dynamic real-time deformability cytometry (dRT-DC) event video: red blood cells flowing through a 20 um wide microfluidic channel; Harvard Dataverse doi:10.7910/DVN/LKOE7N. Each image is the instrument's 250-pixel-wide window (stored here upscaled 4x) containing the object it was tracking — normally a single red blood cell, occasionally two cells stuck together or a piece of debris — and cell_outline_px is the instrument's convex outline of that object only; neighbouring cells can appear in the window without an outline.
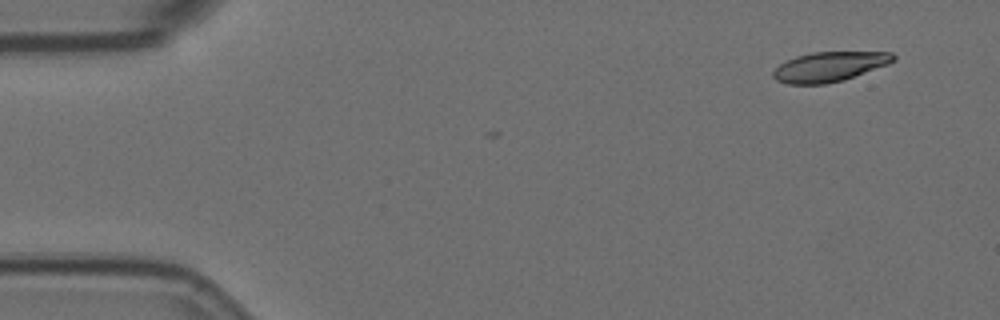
{"species": "Egyptian fruit bat (a non-hibernating species)", "species_latin": "Rousettus aegyptiacus", "temperature_condition": "room temperature", "stored_images_in_passage": 8, "camera_frame_rate_fps": 3000, "um_per_image_px": 0.085, "animal": {"sex": "female"}, "frame": {"image": 1, "passage_image": 1, "time_ms": 0.0, "image_size_px": [1000, 320], "cell_outline_px": [[896, 60], [888, 64], [844, 80], [824, 84], [788, 84], [776, 80], [772, 76], [772, 72], [780, 64], [796, 56], [812, 52], [892, 52], [896, 56]], "centroid_in_image_um": [70.51, 5.67], "position_along_channel_um": 14.5, "area_um2": 20.81}}
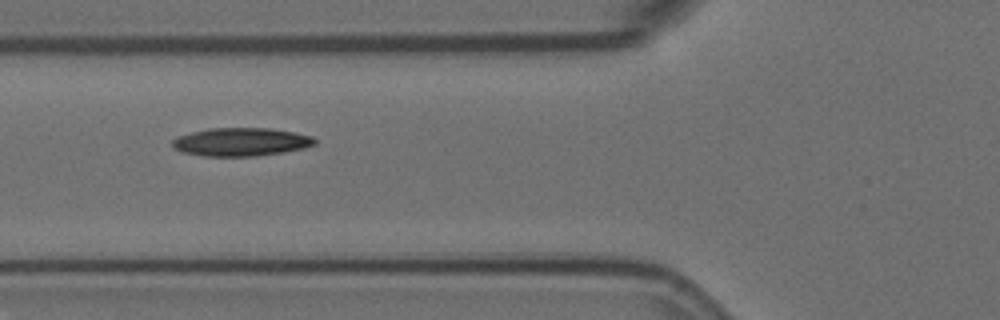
{"frame": {"image": 2, "passage_image": 6, "time_ms": 1.667, "image_size_px": [1000, 320], "cell_outline_px": [[316, 144], [304, 148], [284, 152], [252, 156], [204, 156], [180, 152], [172, 148], [172, 140], [176, 136], [208, 128], [268, 128], [296, 132], [312, 136], [316, 140]], "centroid_in_image_um": [20.46, 12.06], "position_along_channel_um": 105.3, "area_um2": 23.64}}
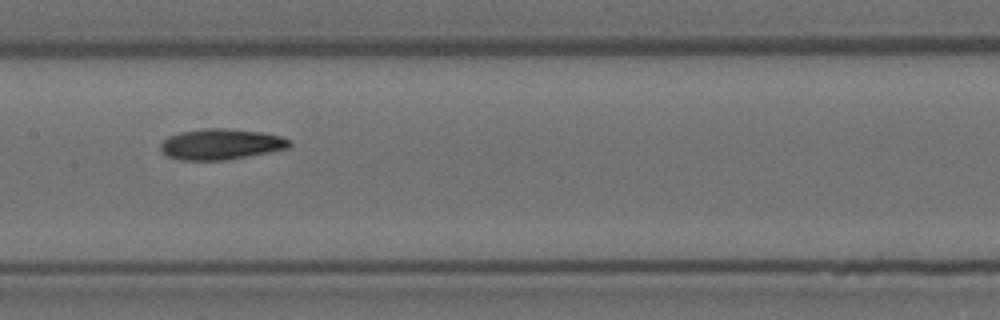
{"frame": {"image": 3, "passage_image": 8, "time_ms": 2.333, "image_size_px": [1000, 320], "cell_outline_px": [[292, 144], [288, 148], [248, 156], [224, 160], [180, 160], [168, 156], [160, 148], [160, 144], [168, 136], [180, 132], [208, 128], [228, 128], [264, 132], [280, 136], [292, 140]], "centroid_in_image_um": [18.81, 12.25], "position_along_channel_um": 188.6, "area_um2": 23.12}}